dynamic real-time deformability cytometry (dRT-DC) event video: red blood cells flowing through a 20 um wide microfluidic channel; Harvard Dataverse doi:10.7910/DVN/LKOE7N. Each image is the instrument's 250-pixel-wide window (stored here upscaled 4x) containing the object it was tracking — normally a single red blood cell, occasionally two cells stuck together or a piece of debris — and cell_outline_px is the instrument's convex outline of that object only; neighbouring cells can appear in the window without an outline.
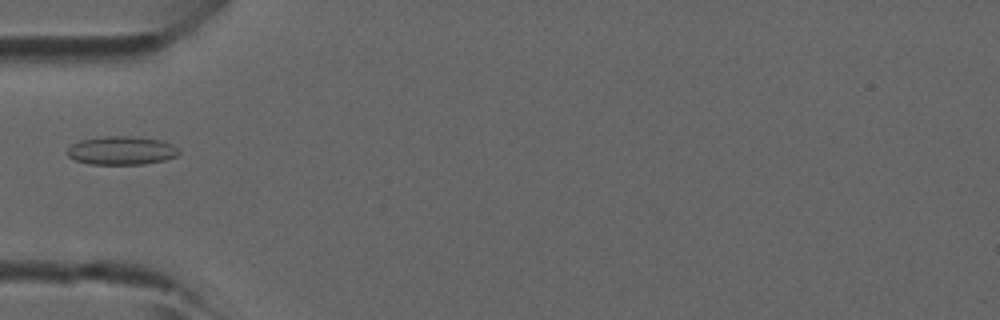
{"species": "common noctule bat (a hibernating species)", "species_latin": "Nyctalus noctula", "temperature_condition": "room temperature", "stored_images_in_passage": 4, "camera_frame_rate_fps": 3000, "um_per_image_px": 0.085, "animal": {"sex": "male", "forearm_length_mm": 52.5}, "frame": {"image": 1, "passage_image": 4, "time_ms": 1.0, "image_size_px": [1000, 320], "cell_outline_px": [[180, 152], [176, 156], [164, 160], [144, 164], [88, 164], [76, 160], [68, 156], [68, 148], [72, 144], [80, 140], [104, 136], [132, 136], [160, 140], [172, 144]], "centroid_in_image_um": [10.32, 12.79], "position_along_channel_um": 74.7, "area_um2": 18.44}}